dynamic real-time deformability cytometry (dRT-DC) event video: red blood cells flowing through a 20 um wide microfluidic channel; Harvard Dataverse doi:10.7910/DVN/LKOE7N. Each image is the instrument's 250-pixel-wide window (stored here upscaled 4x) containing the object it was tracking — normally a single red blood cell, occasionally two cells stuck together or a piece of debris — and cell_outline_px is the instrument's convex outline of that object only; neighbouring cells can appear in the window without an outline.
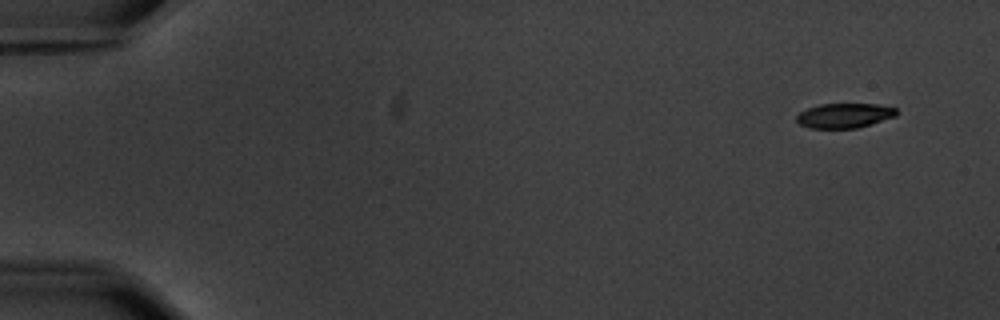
{"species": "common noctule bat (a hibernating species)", "species_latin": "Nyctalus noctula", "temperature_condition": "warm", "stored_images_in_passage": 6, "segment_of_instrument_passage": [1, 2], "camera_frame_rate_fps": 3000, "um_per_image_px": 0.085, "animal": {"sex": "male", "body_mass_g": 20.1, "forearm_length_mm": 53.5}, "frame": {"image": 1, "passage_image": 1, "time_ms": 0.0, "image_size_px": [1000, 320], "cell_outline_px": [[896, 116], [856, 128], [808, 128], [800, 124], [796, 120], [796, 116], [800, 112], [808, 108], [820, 104], [876, 104], [896, 108]], "centroid_in_image_um": [71.74, 9.82], "position_along_channel_um": 13.3, "area_um2": 14.22}}
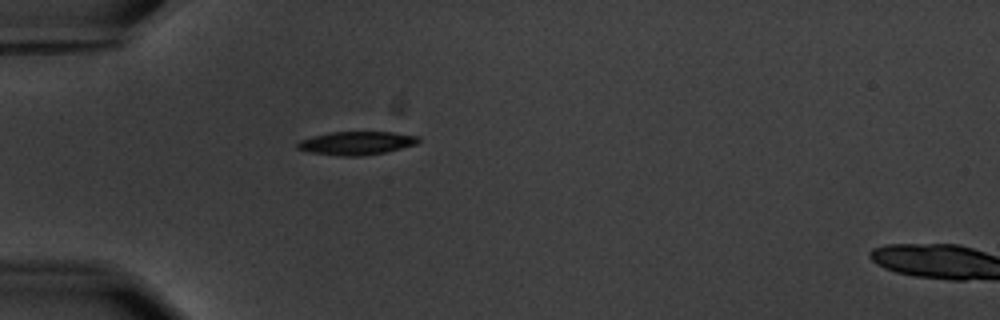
{"frame": {"image": 2, "passage_image": 5, "time_ms": 4.667, "image_size_px": [1000, 320], "cell_outline_px": [[420, 140], [416, 144], [384, 152], [360, 156], [344, 156], [308, 152], [296, 148], [296, 144], [300, 140], [312, 136], [328, 132], [396, 132], [420, 136]], "centroid_in_image_um": [30.28, 12.15], "position_along_channel_um": 54.7, "area_um2": 16.47}}